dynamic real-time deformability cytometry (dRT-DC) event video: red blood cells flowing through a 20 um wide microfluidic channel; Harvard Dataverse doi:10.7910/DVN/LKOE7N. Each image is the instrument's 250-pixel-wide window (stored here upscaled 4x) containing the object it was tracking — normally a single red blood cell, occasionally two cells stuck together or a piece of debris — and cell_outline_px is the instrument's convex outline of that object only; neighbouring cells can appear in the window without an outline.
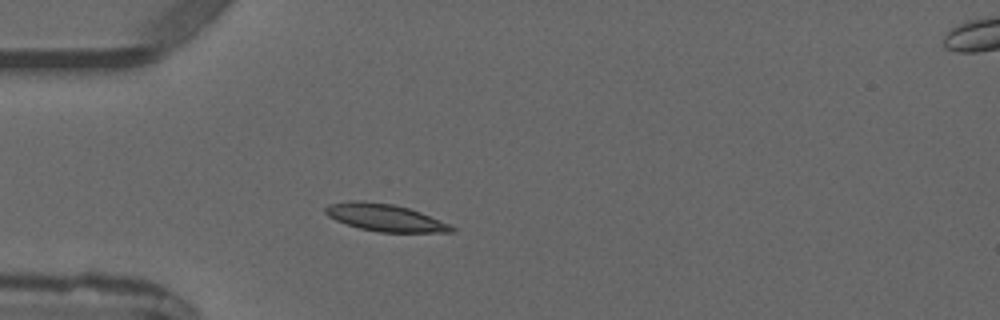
{"species": "common noctule bat (a hibernating species)", "species_latin": "Nyctalus noctula", "temperature_condition": "warm", "stored_images_in_passage": 2, "camera_frame_rate_fps": 3000, "um_per_image_px": 0.085, "animal": {"sex": "male", "forearm_length_mm": 52.5}, "frame": {"image": 1, "passage_image": 2, "time_ms": 1.333, "image_size_px": [1000, 320], "cell_outline_px": [[456, 232], [380, 232], [360, 228], [336, 220], [328, 216], [324, 212], [324, 208], [328, 204], [348, 200], [360, 200], [392, 204], [408, 208], [420, 212], [448, 224], [456, 228]], "centroid_in_image_um": [32.69, 18.48], "position_along_channel_um": 52.3, "area_um2": 19.88}}